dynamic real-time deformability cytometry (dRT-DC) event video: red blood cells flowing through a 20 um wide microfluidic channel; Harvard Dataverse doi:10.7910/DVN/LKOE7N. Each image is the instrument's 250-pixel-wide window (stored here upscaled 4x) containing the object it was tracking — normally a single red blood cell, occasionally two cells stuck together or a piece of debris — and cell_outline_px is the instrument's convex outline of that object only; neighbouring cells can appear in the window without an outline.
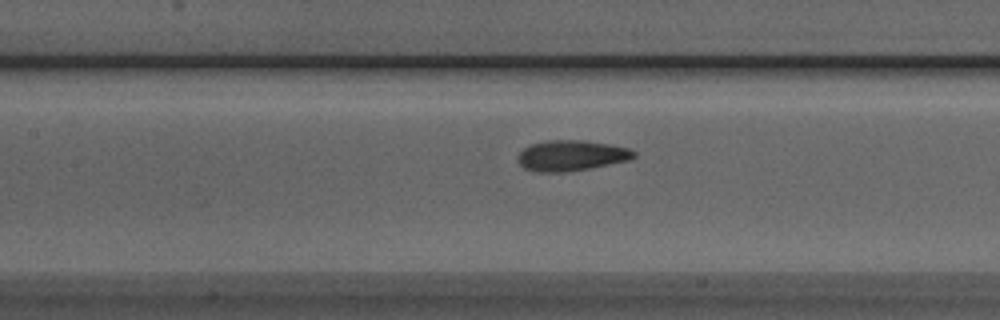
{"species": "Egyptian fruit bat (a non-hibernating species)", "species_latin": "Rousettus aegyptiacus", "temperature_condition": "room temperature", "stored_images_in_passage": 37, "camera_frame_rate_fps": 3000, "um_per_image_px": 0.085, "animal": {"sex": "male"}, "frame": {"image": 1, "passage_image": 16, "time_ms": 5.0, "image_size_px": [1000, 320], "cell_outline_px": [[636, 156], [632, 160], [588, 168], [564, 172], [536, 172], [524, 168], [520, 164], [516, 156], [524, 148], [532, 144], [548, 140], [584, 140], [608, 144], [628, 148], [636, 152]], "centroid_in_image_um": [48.57, 13.22], "position_along_channel_um": 158.8, "area_um2": 20.69}}
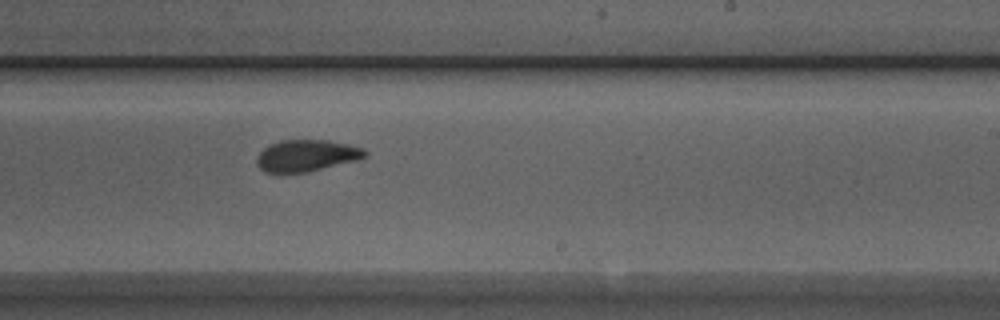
{"frame": {"image": 2, "passage_image": 24, "time_ms": 7.667, "image_size_px": [1000, 320], "cell_outline_px": [[368, 156], [356, 160], [308, 172], [280, 176], [264, 172], [256, 164], [256, 156], [268, 144], [280, 140], [328, 140], [348, 144], [364, 148], [368, 152]], "centroid_in_image_um": [25.99, 13.26], "position_along_channel_um": 263.0, "area_um2": 20.69}}
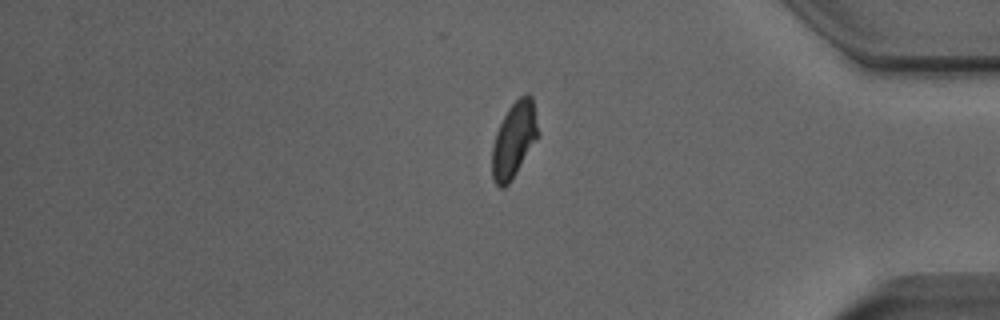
{"frame": {"image": 3, "passage_image": 36, "time_ms": 11.667, "image_size_px": [1000, 320], "cell_outline_px": [[540, 132], [536, 140], [512, 180], [504, 188], [500, 188], [496, 184], [492, 176], [492, 144], [496, 132], [508, 108], [524, 92], [528, 92], [532, 96]], "centroid_in_image_um": [43.7, 11.86], "position_along_channel_um": 391.5, "area_um2": 20.4}}